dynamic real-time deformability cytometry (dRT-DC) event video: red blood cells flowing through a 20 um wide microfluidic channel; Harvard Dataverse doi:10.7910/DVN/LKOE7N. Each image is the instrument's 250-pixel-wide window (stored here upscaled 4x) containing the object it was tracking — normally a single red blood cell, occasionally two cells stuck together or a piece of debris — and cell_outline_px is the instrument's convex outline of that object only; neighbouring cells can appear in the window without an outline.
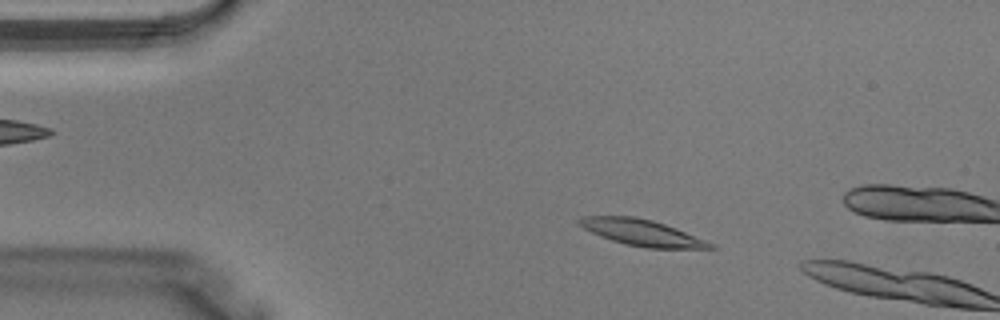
{"species": "Egyptian fruit bat (a non-hibernating species)", "species_latin": "Rousettus aegyptiacus", "temperature_condition": "warm", "stored_images_in_passage": 6, "camera_frame_rate_fps": 3000, "um_per_image_px": 0.085, "animal": {"sex": "male"}, "frame": {"image": 1, "passage_image": 4, "time_ms": 1.0, "image_size_px": [1000, 320], "cell_outline_px": [[716, 248], [648, 248], [624, 244], [600, 236], [576, 224], [576, 220], [580, 216], [632, 216], [652, 220], [676, 228], [716, 244]], "centroid_in_image_um": [54.54, 19.77], "position_along_channel_um": 30.5, "area_um2": 20.0}}